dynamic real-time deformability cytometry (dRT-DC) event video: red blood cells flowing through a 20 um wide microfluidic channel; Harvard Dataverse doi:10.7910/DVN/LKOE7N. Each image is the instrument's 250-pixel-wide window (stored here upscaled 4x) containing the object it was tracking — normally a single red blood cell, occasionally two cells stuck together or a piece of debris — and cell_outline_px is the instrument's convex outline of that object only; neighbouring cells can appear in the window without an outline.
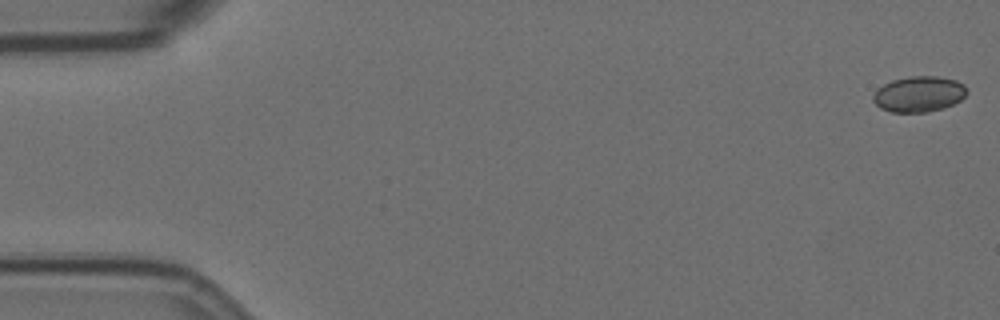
{"species": "Egyptian fruit bat (a non-hibernating species)", "species_latin": "Rousettus aegyptiacus", "temperature_condition": "room temperature", "stored_images_in_passage": 55, "camera_frame_rate_fps": 3000, "um_per_image_px": 0.085, "animal": {"sex": "female"}, "frame": {"image": 1, "passage_image": 1, "time_ms": 0.0, "image_size_px": [1000, 320], "cell_outline_px": [[968, 92], [960, 100], [944, 108], [928, 112], [892, 112], [880, 108], [872, 100], [872, 96], [876, 88], [892, 80], [908, 76], [936, 76], [956, 80], [964, 84]], "centroid_in_image_um": [78.08, 7.99], "position_along_channel_um": 6.9, "area_um2": 19.65}}
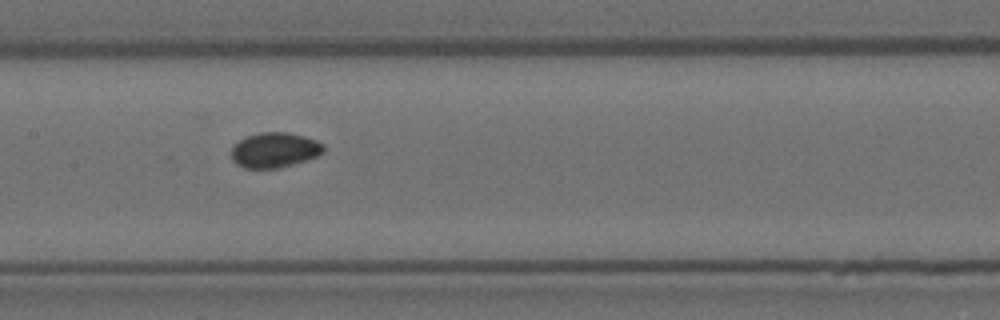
{"frame": {"image": 2, "passage_image": 28, "time_ms": 9.0, "image_size_px": [1000, 320], "cell_outline_px": [[324, 152], [316, 156], [280, 168], [244, 168], [236, 164], [232, 160], [232, 148], [240, 140], [248, 136], [260, 132], [288, 132], [304, 136], [316, 140], [324, 144]], "centroid_in_image_um": [23.34, 12.75], "position_along_channel_um": 184.1, "area_um2": 18.73}}
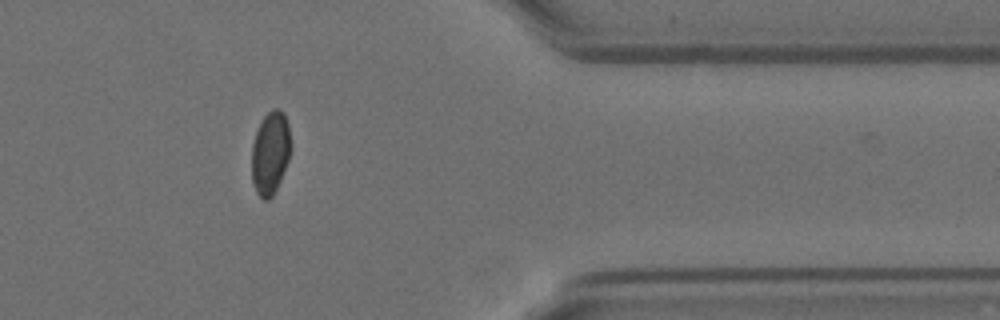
{"frame": {"image": 3, "passage_image": 47, "time_ms": 15.333, "image_size_px": [1000, 320], "cell_outline_px": [[292, 148], [288, 160], [280, 180], [272, 196], [268, 200], [264, 200], [256, 192], [252, 184], [252, 144], [256, 132], [264, 116], [272, 108], [280, 108], [284, 112], [288, 124], [292, 144]], "centroid_in_image_um": [22.99, 12.97], "position_along_channel_um": 388.4, "area_um2": 19.07}}